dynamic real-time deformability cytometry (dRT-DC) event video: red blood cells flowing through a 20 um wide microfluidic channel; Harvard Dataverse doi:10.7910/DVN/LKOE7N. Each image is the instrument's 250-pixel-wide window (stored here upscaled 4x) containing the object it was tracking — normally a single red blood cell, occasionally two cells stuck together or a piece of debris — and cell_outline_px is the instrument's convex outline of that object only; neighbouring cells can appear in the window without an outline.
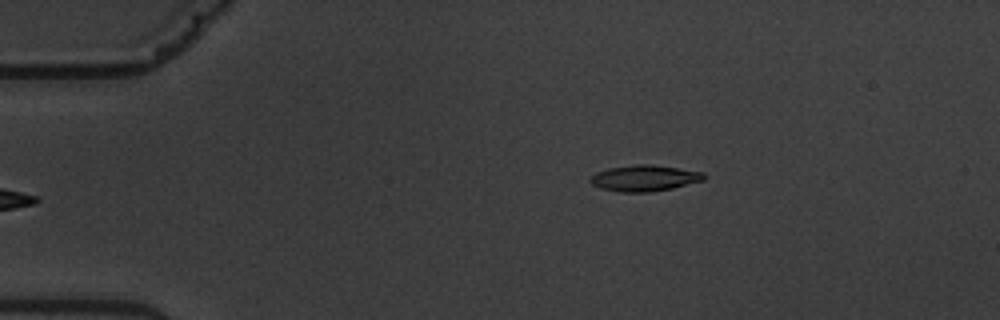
{"species": "common noctule bat (a hibernating species)", "species_latin": "Nyctalus noctula", "temperature_condition": "warm", "stored_images_in_passage": 7, "camera_frame_rate_fps": 3000, "um_per_image_px": 0.085, "animal": {"sex": "male", "body_mass_g": 19.5, "forearm_length_mm": 54.6}, "frame": {"image": 1, "passage_image": 7, "time_ms": 7.0, "image_size_px": [1000, 320], "cell_outline_px": [[704, 180], [672, 188], [648, 192], [620, 192], [600, 188], [592, 184], [588, 180], [596, 172], [608, 168], [636, 164], [652, 164], [704, 172]], "centroid_in_image_um": [54.75, 15.13], "position_along_channel_um": 30.2, "area_um2": 17.22}}